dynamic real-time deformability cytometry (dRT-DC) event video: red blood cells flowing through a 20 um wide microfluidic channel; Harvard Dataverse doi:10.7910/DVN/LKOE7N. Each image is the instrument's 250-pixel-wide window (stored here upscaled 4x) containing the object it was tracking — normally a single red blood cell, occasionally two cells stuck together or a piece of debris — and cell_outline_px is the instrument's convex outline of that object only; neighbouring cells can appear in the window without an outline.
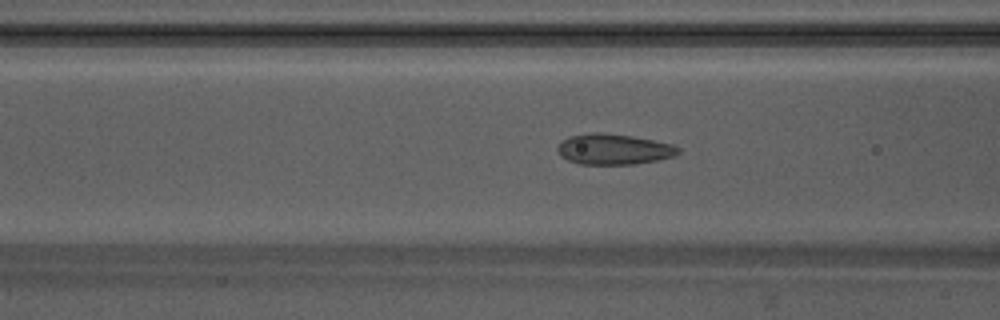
{"species": "Egyptian fruit bat (a non-hibernating species)", "species_latin": "Rousettus aegyptiacus", "temperature_condition": "warm", "stored_images_in_passage": 43, "camera_frame_rate_fps": 3000, "um_per_image_px": 0.085, "animal": {"sex": "male"}, "frame": {"image": 1, "passage_image": 17, "time_ms": 5.333, "image_size_px": [1000, 320], "cell_outline_px": [[680, 152], [676, 156], [660, 160], [636, 164], [580, 164], [568, 160], [560, 156], [556, 152], [556, 148], [568, 136], [592, 132], [600, 132], [632, 136], [672, 144], [680, 148]], "centroid_in_image_um": [52.17, 12.69], "position_along_channel_um": 114.4, "area_um2": 21.73}}
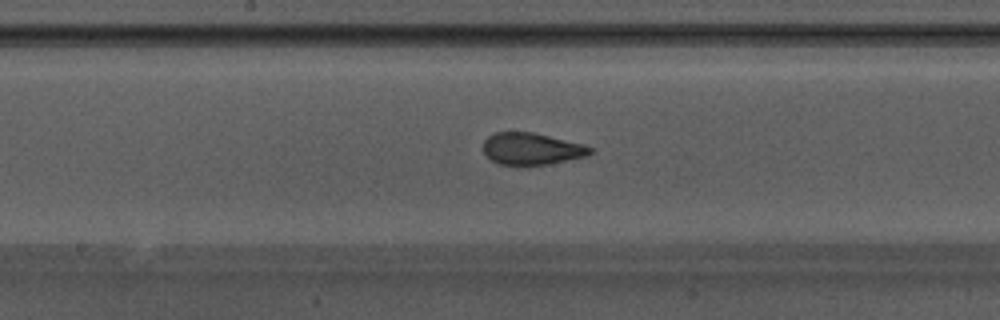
{"frame": {"image": 2, "passage_image": 24, "time_ms": 7.667, "image_size_px": [1000, 320], "cell_outline_px": [[592, 152], [588, 156], [548, 164], [500, 164], [492, 160], [484, 152], [484, 140], [488, 136], [496, 132], [532, 132], [584, 144], [592, 148]], "centroid_in_image_um": [45.21, 12.63], "position_along_channel_um": 203.0, "area_um2": 19.59}}
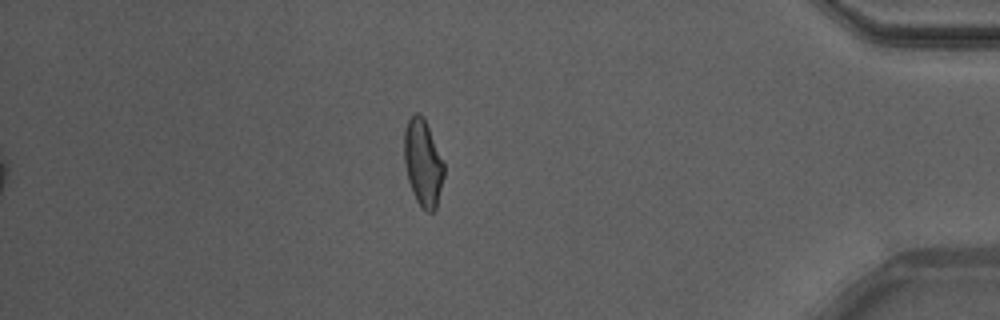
{"frame": {"image": 3, "passage_image": 43, "time_ms": 14.0, "image_size_px": [1000, 320], "cell_outline_px": [[444, 176], [436, 208], [432, 212], [428, 212], [416, 200], [412, 192], [408, 180], [404, 164], [404, 128], [408, 120], [416, 112], [424, 116], [444, 164]], "centroid_in_image_um": [35.94, 13.82], "position_along_channel_um": 399.3, "area_um2": 20.06}, "authors_computed_cell_mechanics": {"area_um2": 20.6346, "velocity_mm_per_s": 3.7925, "shape_relaxation_time_tau1_ms": 8.0213, "shape_relaxation_time_tau2_ms": 1.0932, "deformation_change_tau1": 0.206, "deformation_change_tau2": 0.0696}}